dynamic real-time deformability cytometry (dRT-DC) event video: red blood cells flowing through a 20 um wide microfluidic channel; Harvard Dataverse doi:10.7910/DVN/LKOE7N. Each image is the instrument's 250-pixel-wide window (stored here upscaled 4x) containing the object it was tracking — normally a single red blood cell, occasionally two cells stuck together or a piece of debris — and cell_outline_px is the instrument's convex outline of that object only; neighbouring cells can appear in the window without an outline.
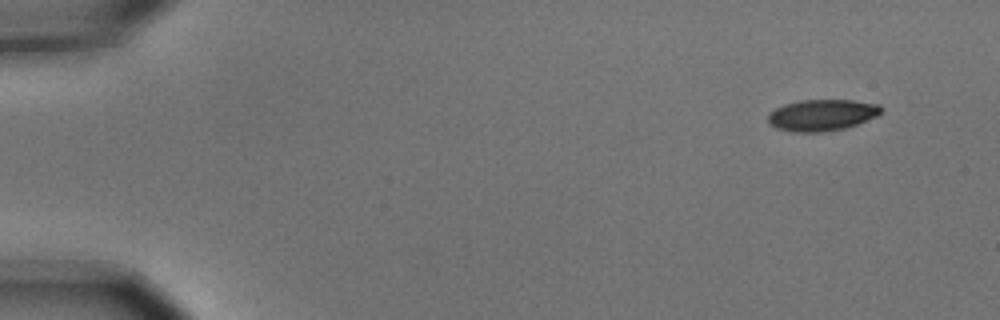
{"species": "common noctule bat (a hibernating species)", "species_latin": "Nyctalus noctula", "temperature_condition": "cold", "stored_images_in_passage": 10, "camera_frame_rate_fps": 3000, "um_per_image_px": 0.085, "animal": {"sex": "male", "body_mass_g": 15.6}, "frame": {"image": 1, "passage_image": 1, "time_ms": 0.0, "image_size_px": [1000, 320], "cell_outline_px": [[880, 112], [876, 116], [856, 124], [844, 128], [820, 132], [796, 132], [776, 128], [768, 120], [768, 112], [784, 104], [800, 100], [852, 100], [880, 104]], "centroid_in_image_um": [69.83, 9.77], "position_along_channel_um": 15.2, "area_um2": 20.46}}
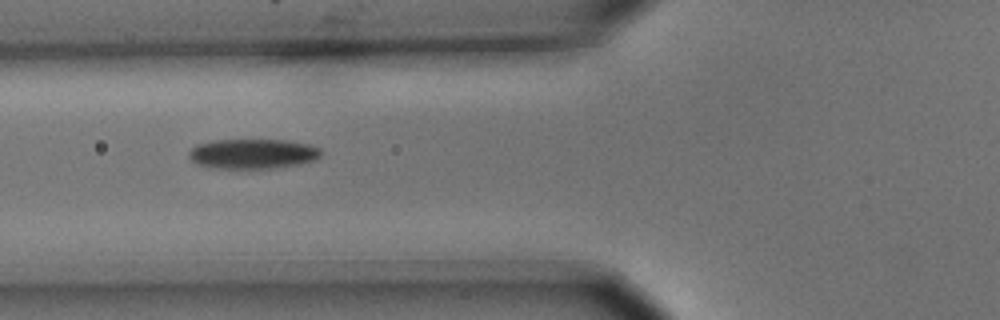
{"frame": {"image": 2, "passage_image": 6, "time_ms": 1.667, "image_size_px": [1000, 320], "cell_outline_px": [[324, 152], [316, 160], [300, 164], [276, 168], [216, 168], [196, 164], [188, 156], [188, 152], [196, 144], [216, 140], [284, 140], [312, 144], [320, 148]], "centroid_in_image_um": [21.53, 13.07], "position_along_channel_um": 104.3, "area_um2": 23.24}}
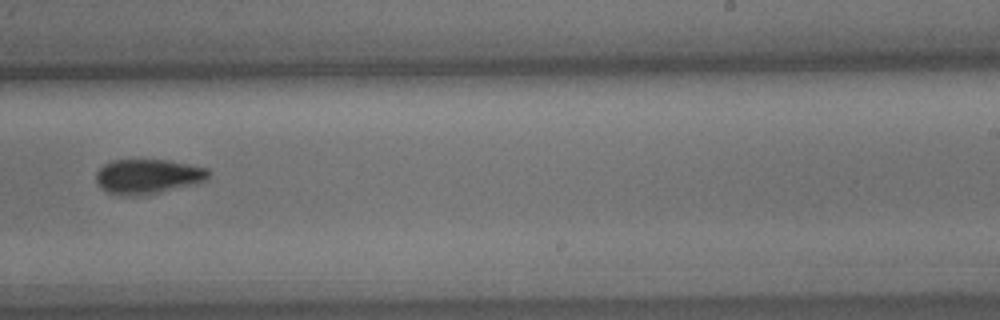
{"frame": {"image": 3, "passage_image": 10, "time_ms": 3.0, "image_size_px": [1000, 320], "cell_outline_px": [[208, 180], [196, 184], [144, 196], [120, 196], [108, 192], [96, 184], [96, 172], [104, 164], [112, 160], [168, 160], [208, 168]], "centroid_in_image_um": [12.56, 15.01], "position_along_channel_um": 276.4, "area_um2": 23.06}}